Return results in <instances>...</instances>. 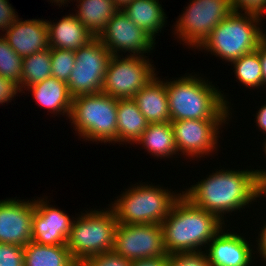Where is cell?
<instances>
[{
	"mask_svg": "<svg viewBox=\"0 0 266 266\" xmlns=\"http://www.w3.org/2000/svg\"><path fill=\"white\" fill-rule=\"evenodd\" d=\"M259 59L263 76V89L266 88V39L259 45Z\"/></svg>",
	"mask_w": 266,
	"mask_h": 266,
	"instance_id": "obj_39",
	"label": "cell"
},
{
	"mask_svg": "<svg viewBox=\"0 0 266 266\" xmlns=\"http://www.w3.org/2000/svg\"><path fill=\"white\" fill-rule=\"evenodd\" d=\"M24 248L0 243V266H24Z\"/></svg>",
	"mask_w": 266,
	"mask_h": 266,
	"instance_id": "obj_31",
	"label": "cell"
},
{
	"mask_svg": "<svg viewBox=\"0 0 266 266\" xmlns=\"http://www.w3.org/2000/svg\"><path fill=\"white\" fill-rule=\"evenodd\" d=\"M35 199L0 200V243L24 247L32 239Z\"/></svg>",
	"mask_w": 266,
	"mask_h": 266,
	"instance_id": "obj_15",
	"label": "cell"
},
{
	"mask_svg": "<svg viewBox=\"0 0 266 266\" xmlns=\"http://www.w3.org/2000/svg\"><path fill=\"white\" fill-rule=\"evenodd\" d=\"M230 120H176L171 121L174 140L180 155L191 160L211 156L217 152L219 134ZM220 129V130H219ZM190 157V158H189Z\"/></svg>",
	"mask_w": 266,
	"mask_h": 266,
	"instance_id": "obj_12",
	"label": "cell"
},
{
	"mask_svg": "<svg viewBox=\"0 0 266 266\" xmlns=\"http://www.w3.org/2000/svg\"><path fill=\"white\" fill-rule=\"evenodd\" d=\"M226 226L212 238L206 247L205 252L210 265L253 266L256 257L252 242L247 241L244 236L237 234V232H228L229 229L225 230Z\"/></svg>",
	"mask_w": 266,
	"mask_h": 266,
	"instance_id": "obj_16",
	"label": "cell"
},
{
	"mask_svg": "<svg viewBox=\"0 0 266 266\" xmlns=\"http://www.w3.org/2000/svg\"><path fill=\"white\" fill-rule=\"evenodd\" d=\"M167 254L206 250L225 226L215 214L193 205L181 195L161 223ZM204 246V247H203Z\"/></svg>",
	"mask_w": 266,
	"mask_h": 266,
	"instance_id": "obj_3",
	"label": "cell"
},
{
	"mask_svg": "<svg viewBox=\"0 0 266 266\" xmlns=\"http://www.w3.org/2000/svg\"><path fill=\"white\" fill-rule=\"evenodd\" d=\"M23 93L18 83L0 76V104H8L19 93Z\"/></svg>",
	"mask_w": 266,
	"mask_h": 266,
	"instance_id": "obj_34",
	"label": "cell"
},
{
	"mask_svg": "<svg viewBox=\"0 0 266 266\" xmlns=\"http://www.w3.org/2000/svg\"><path fill=\"white\" fill-rule=\"evenodd\" d=\"M149 122L138 108L133 98L118 99L117 133L118 144H135L141 137Z\"/></svg>",
	"mask_w": 266,
	"mask_h": 266,
	"instance_id": "obj_22",
	"label": "cell"
},
{
	"mask_svg": "<svg viewBox=\"0 0 266 266\" xmlns=\"http://www.w3.org/2000/svg\"><path fill=\"white\" fill-rule=\"evenodd\" d=\"M157 76L141 88L133 99L149 123L171 122L166 81Z\"/></svg>",
	"mask_w": 266,
	"mask_h": 266,
	"instance_id": "obj_19",
	"label": "cell"
},
{
	"mask_svg": "<svg viewBox=\"0 0 266 266\" xmlns=\"http://www.w3.org/2000/svg\"><path fill=\"white\" fill-rule=\"evenodd\" d=\"M262 19L263 16L256 13L233 10L213 29L197 50H205L231 63L256 50L266 39V32L259 23Z\"/></svg>",
	"mask_w": 266,
	"mask_h": 266,
	"instance_id": "obj_4",
	"label": "cell"
},
{
	"mask_svg": "<svg viewBox=\"0 0 266 266\" xmlns=\"http://www.w3.org/2000/svg\"><path fill=\"white\" fill-rule=\"evenodd\" d=\"M189 3L176 20L173 32L180 43L196 50L233 10L230 0H190Z\"/></svg>",
	"mask_w": 266,
	"mask_h": 266,
	"instance_id": "obj_8",
	"label": "cell"
},
{
	"mask_svg": "<svg viewBox=\"0 0 266 266\" xmlns=\"http://www.w3.org/2000/svg\"><path fill=\"white\" fill-rule=\"evenodd\" d=\"M52 1V3L54 2V4H56L57 6L59 5V7H64V4L67 3V0H50V2ZM61 5V6H60Z\"/></svg>",
	"mask_w": 266,
	"mask_h": 266,
	"instance_id": "obj_42",
	"label": "cell"
},
{
	"mask_svg": "<svg viewBox=\"0 0 266 266\" xmlns=\"http://www.w3.org/2000/svg\"><path fill=\"white\" fill-rule=\"evenodd\" d=\"M112 56L97 37L75 51L76 64L67 82L73 98L102 93L104 76Z\"/></svg>",
	"mask_w": 266,
	"mask_h": 266,
	"instance_id": "obj_10",
	"label": "cell"
},
{
	"mask_svg": "<svg viewBox=\"0 0 266 266\" xmlns=\"http://www.w3.org/2000/svg\"><path fill=\"white\" fill-rule=\"evenodd\" d=\"M135 144L142 145L148 153L160 159L179 154L171 122L149 123Z\"/></svg>",
	"mask_w": 266,
	"mask_h": 266,
	"instance_id": "obj_23",
	"label": "cell"
},
{
	"mask_svg": "<svg viewBox=\"0 0 266 266\" xmlns=\"http://www.w3.org/2000/svg\"><path fill=\"white\" fill-rule=\"evenodd\" d=\"M169 254L132 261L131 266H168Z\"/></svg>",
	"mask_w": 266,
	"mask_h": 266,
	"instance_id": "obj_36",
	"label": "cell"
},
{
	"mask_svg": "<svg viewBox=\"0 0 266 266\" xmlns=\"http://www.w3.org/2000/svg\"><path fill=\"white\" fill-rule=\"evenodd\" d=\"M114 4L119 8L122 9L125 5L130 3L133 0H112Z\"/></svg>",
	"mask_w": 266,
	"mask_h": 266,
	"instance_id": "obj_41",
	"label": "cell"
},
{
	"mask_svg": "<svg viewBox=\"0 0 266 266\" xmlns=\"http://www.w3.org/2000/svg\"><path fill=\"white\" fill-rule=\"evenodd\" d=\"M47 199V196L35 199L31 241L40 245H66L74 217L49 205L51 202Z\"/></svg>",
	"mask_w": 266,
	"mask_h": 266,
	"instance_id": "obj_14",
	"label": "cell"
},
{
	"mask_svg": "<svg viewBox=\"0 0 266 266\" xmlns=\"http://www.w3.org/2000/svg\"><path fill=\"white\" fill-rule=\"evenodd\" d=\"M264 143L262 144L263 146L262 147H264L263 149V151L265 152V154L264 155H266V136H265V138H264Z\"/></svg>",
	"mask_w": 266,
	"mask_h": 266,
	"instance_id": "obj_43",
	"label": "cell"
},
{
	"mask_svg": "<svg viewBox=\"0 0 266 266\" xmlns=\"http://www.w3.org/2000/svg\"><path fill=\"white\" fill-rule=\"evenodd\" d=\"M22 60L3 35H0V76L19 84L22 77Z\"/></svg>",
	"mask_w": 266,
	"mask_h": 266,
	"instance_id": "obj_28",
	"label": "cell"
},
{
	"mask_svg": "<svg viewBox=\"0 0 266 266\" xmlns=\"http://www.w3.org/2000/svg\"><path fill=\"white\" fill-rule=\"evenodd\" d=\"M103 209L86 210L74 218L66 245L79 265L91 256L113 250L118 223L111 207Z\"/></svg>",
	"mask_w": 266,
	"mask_h": 266,
	"instance_id": "obj_7",
	"label": "cell"
},
{
	"mask_svg": "<svg viewBox=\"0 0 266 266\" xmlns=\"http://www.w3.org/2000/svg\"><path fill=\"white\" fill-rule=\"evenodd\" d=\"M258 109L259 110L256 111V115H254L256 119L255 125H257L260 132L266 134V104H262V106Z\"/></svg>",
	"mask_w": 266,
	"mask_h": 266,
	"instance_id": "obj_38",
	"label": "cell"
},
{
	"mask_svg": "<svg viewBox=\"0 0 266 266\" xmlns=\"http://www.w3.org/2000/svg\"><path fill=\"white\" fill-rule=\"evenodd\" d=\"M218 170L181 192L193 205L215 214L225 223L224 215L241 212L261 198V180L255 169Z\"/></svg>",
	"mask_w": 266,
	"mask_h": 266,
	"instance_id": "obj_1",
	"label": "cell"
},
{
	"mask_svg": "<svg viewBox=\"0 0 266 266\" xmlns=\"http://www.w3.org/2000/svg\"><path fill=\"white\" fill-rule=\"evenodd\" d=\"M97 38L115 56H123L122 52H127L126 56H146L144 54L151 53L156 44L121 9L107 22Z\"/></svg>",
	"mask_w": 266,
	"mask_h": 266,
	"instance_id": "obj_13",
	"label": "cell"
},
{
	"mask_svg": "<svg viewBox=\"0 0 266 266\" xmlns=\"http://www.w3.org/2000/svg\"><path fill=\"white\" fill-rule=\"evenodd\" d=\"M168 266H211L203 251L169 254Z\"/></svg>",
	"mask_w": 266,
	"mask_h": 266,
	"instance_id": "obj_30",
	"label": "cell"
},
{
	"mask_svg": "<svg viewBox=\"0 0 266 266\" xmlns=\"http://www.w3.org/2000/svg\"><path fill=\"white\" fill-rule=\"evenodd\" d=\"M114 253L129 261L167 254L163 229L159 224H118L114 235Z\"/></svg>",
	"mask_w": 266,
	"mask_h": 266,
	"instance_id": "obj_11",
	"label": "cell"
},
{
	"mask_svg": "<svg viewBox=\"0 0 266 266\" xmlns=\"http://www.w3.org/2000/svg\"><path fill=\"white\" fill-rule=\"evenodd\" d=\"M2 35L9 46L22 58L49 48L45 19L18 18Z\"/></svg>",
	"mask_w": 266,
	"mask_h": 266,
	"instance_id": "obj_17",
	"label": "cell"
},
{
	"mask_svg": "<svg viewBox=\"0 0 266 266\" xmlns=\"http://www.w3.org/2000/svg\"><path fill=\"white\" fill-rule=\"evenodd\" d=\"M236 79L249 89L263 88V76L259 59V47L230 63ZM261 87V88H260Z\"/></svg>",
	"mask_w": 266,
	"mask_h": 266,
	"instance_id": "obj_27",
	"label": "cell"
},
{
	"mask_svg": "<svg viewBox=\"0 0 266 266\" xmlns=\"http://www.w3.org/2000/svg\"><path fill=\"white\" fill-rule=\"evenodd\" d=\"M132 261L113 251L89 257L80 266H131Z\"/></svg>",
	"mask_w": 266,
	"mask_h": 266,
	"instance_id": "obj_32",
	"label": "cell"
},
{
	"mask_svg": "<svg viewBox=\"0 0 266 266\" xmlns=\"http://www.w3.org/2000/svg\"><path fill=\"white\" fill-rule=\"evenodd\" d=\"M76 2L78 10L75 9L77 12L74 15L95 37L99 36L107 22L119 10L112 0H76Z\"/></svg>",
	"mask_w": 266,
	"mask_h": 266,
	"instance_id": "obj_24",
	"label": "cell"
},
{
	"mask_svg": "<svg viewBox=\"0 0 266 266\" xmlns=\"http://www.w3.org/2000/svg\"><path fill=\"white\" fill-rule=\"evenodd\" d=\"M75 64V51L51 48L52 77L67 83Z\"/></svg>",
	"mask_w": 266,
	"mask_h": 266,
	"instance_id": "obj_29",
	"label": "cell"
},
{
	"mask_svg": "<svg viewBox=\"0 0 266 266\" xmlns=\"http://www.w3.org/2000/svg\"><path fill=\"white\" fill-rule=\"evenodd\" d=\"M265 223V224H264ZM263 226L262 227H259V229L261 228V231H259V235L256 239L255 243L257 246V251H255V254L256 252L260 255H258V257L260 256L262 258V260L264 261L265 265H266V221L263 222Z\"/></svg>",
	"mask_w": 266,
	"mask_h": 266,
	"instance_id": "obj_37",
	"label": "cell"
},
{
	"mask_svg": "<svg viewBox=\"0 0 266 266\" xmlns=\"http://www.w3.org/2000/svg\"><path fill=\"white\" fill-rule=\"evenodd\" d=\"M51 76V48L23 57L22 77L19 83L23 93H25L24 90L27 91V87L40 83Z\"/></svg>",
	"mask_w": 266,
	"mask_h": 266,
	"instance_id": "obj_26",
	"label": "cell"
},
{
	"mask_svg": "<svg viewBox=\"0 0 266 266\" xmlns=\"http://www.w3.org/2000/svg\"><path fill=\"white\" fill-rule=\"evenodd\" d=\"M234 11L252 12L264 17L266 15V0H230Z\"/></svg>",
	"mask_w": 266,
	"mask_h": 266,
	"instance_id": "obj_33",
	"label": "cell"
},
{
	"mask_svg": "<svg viewBox=\"0 0 266 266\" xmlns=\"http://www.w3.org/2000/svg\"><path fill=\"white\" fill-rule=\"evenodd\" d=\"M256 173L261 180V192L260 195L261 197L266 196V170L265 169H256ZM264 195V196H263Z\"/></svg>",
	"mask_w": 266,
	"mask_h": 266,
	"instance_id": "obj_40",
	"label": "cell"
},
{
	"mask_svg": "<svg viewBox=\"0 0 266 266\" xmlns=\"http://www.w3.org/2000/svg\"><path fill=\"white\" fill-rule=\"evenodd\" d=\"M137 184V186H136ZM109 204L118 224H159L182 195L160 185L136 183ZM149 184V185H148ZM173 191V192H171Z\"/></svg>",
	"mask_w": 266,
	"mask_h": 266,
	"instance_id": "obj_5",
	"label": "cell"
},
{
	"mask_svg": "<svg viewBox=\"0 0 266 266\" xmlns=\"http://www.w3.org/2000/svg\"><path fill=\"white\" fill-rule=\"evenodd\" d=\"M197 75L185 73L176 80H166L171 121L231 119L232 108L227 95L208 79Z\"/></svg>",
	"mask_w": 266,
	"mask_h": 266,
	"instance_id": "obj_2",
	"label": "cell"
},
{
	"mask_svg": "<svg viewBox=\"0 0 266 266\" xmlns=\"http://www.w3.org/2000/svg\"><path fill=\"white\" fill-rule=\"evenodd\" d=\"M9 0H0V30L4 33L19 17Z\"/></svg>",
	"mask_w": 266,
	"mask_h": 266,
	"instance_id": "obj_35",
	"label": "cell"
},
{
	"mask_svg": "<svg viewBox=\"0 0 266 266\" xmlns=\"http://www.w3.org/2000/svg\"><path fill=\"white\" fill-rule=\"evenodd\" d=\"M117 102L104 93L74 97L69 120L75 133L86 142L118 143Z\"/></svg>",
	"mask_w": 266,
	"mask_h": 266,
	"instance_id": "obj_6",
	"label": "cell"
},
{
	"mask_svg": "<svg viewBox=\"0 0 266 266\" xmlns=\"http://www.w3.org/2000/svg\"><path fill=\"white\" fill-rule=\"evenodd\" d=\"M49 48L76 51L95 36L82 24L74 13L63 16L59 21H47Z\"/></svg>",
	"mask_w": 266,
	"mask_h": 266,
	"instance_id": "obj_18",
	"label": "cell"
},
{
	"mask_svg": "<svg viewBox=\"0 0 266 266\" xmlns=\"http://www.w3.org/2000/svg\"><path fill=\"white\" fill-rule=\"evenodd\" d=\"M150 61L148 56L113 55L104 76L102 93L116 99L134 98L157 75Z\"/></svg>",
	"mask_w": 266,
	"mask_h": 266,
	"instance_id": "obj_9",
	"label": "cell"
},
{
	"mask_svg": "<svg viewBox=\"0 0 266 266\" xmlns=\"http://www.w3.org/2000/svg\"><path fill=\"white\" fill-rule=\"evenodd\" d=\"M23 248L24 266H80L67 245H40L30 241Z\"/></svg>",
	"mask_w": 266,
	"mask_h": 266,
	"instance_id": "obj_25",
	"label": "cell"
},
{
	"mask_svg": "<svg viewBox=\"0 0 266 266\" xmlns=\"http://www.w3.org/2000/svg\"><path fill=\"white\" fill-rule=\"evenodd\" d=\"M26 89L41 108L45 107L51 114H59L69 119L73 97L66 82L51 76Z\"/></svg>",
	"mask_w": 266,
	"mask_h": 266,
	"instance_id": "obj_20",
	"label": "cell"
},
{
	"mask_svg": "<svg viewBox=\"0 0 266 266\" xmlns=\"http://www.w3.org/2000/svg\"><path fill=\"white\" fill-rule=\"evenodd\" d=\"M121 10L155 41V36L166 27L167 15L159 0H133Z\"/></svg>",
	"mask_w": 266,
	"mask_h": 266,
	"instance_id": "obj_21",
	"label": "cell"
}]
</instances>
